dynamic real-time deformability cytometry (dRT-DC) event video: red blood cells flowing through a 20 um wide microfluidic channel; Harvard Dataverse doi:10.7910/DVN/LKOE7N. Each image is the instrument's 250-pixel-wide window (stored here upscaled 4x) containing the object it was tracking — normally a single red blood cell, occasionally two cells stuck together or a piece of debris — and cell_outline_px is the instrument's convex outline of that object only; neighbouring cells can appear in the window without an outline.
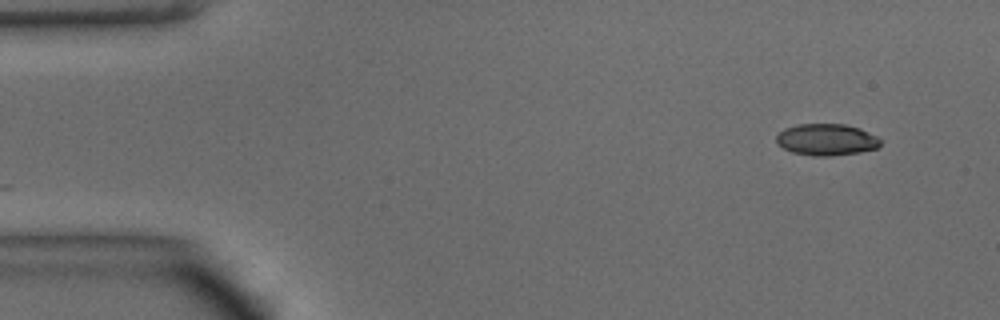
{"species": "common noctule bat (a hibernating species)", "species_latin": "Nyctalus noctula", "temperature_condition": "warm", "stored_images_in_passage": 45, "camera_frame_rate_fps": 3000, "um_per_image_px": 0.085, "animal": {"sex": "male", "body_mass_g": 15.6}, "frame": {"image": 1, "passage_image": 1, "time_ms": 0.0, "image_size_px": [1000, 320], "cell_outline_px": [[880, 144], [876, 148], [860, 152], [828, 156], [812, 156], [792, 152], [776, 144], [776, 136], [784, 128], [796, 124], [844, 124], [860, 128], [876, 136], [880, 140]], "centroid_in_image_um": [70.21, 11.86], "position_along_channel_um": 14.8, "area_um2": 19.19}}
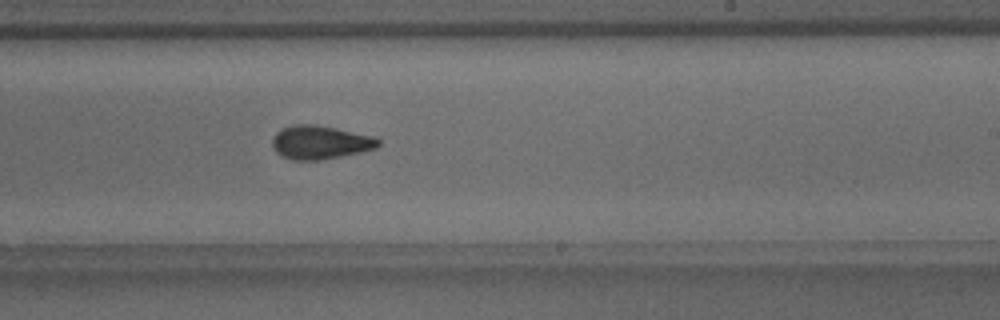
{"frame": {"image": 2, "passage_image": 26, "time_ms": 8.333, "image_size_px": [1000, 320], "cell_outline_px": [[380, 144], [376, 148], [360, 152], [340, 156], [316, 160], [292, 160], [276, 152], [272, 144], [272, 140], [276, 132], [284, 128], [296, 124], [312, 124], [336, 128], [372, 136], [380, 140]], "centroid_in_image_um": [27.21, 12.09], "position_along_channel_um": 261.8, "area_um2": 20.4}}
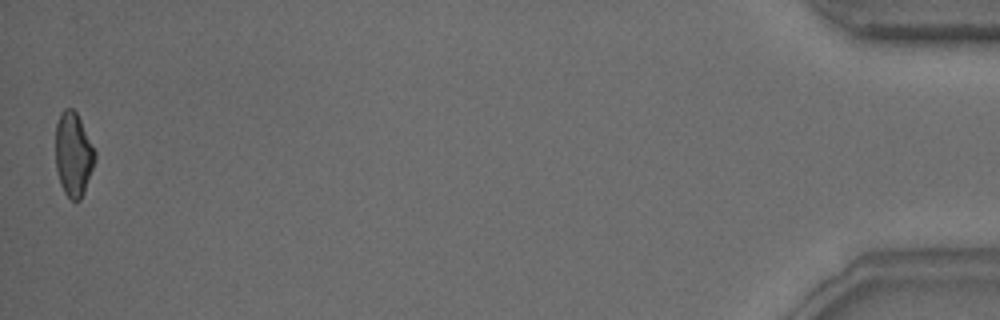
{"frame": {"image": 3, "passage_image": 45, "time_ms": 14.667, "image_size_px": [1000, 320], "cell_outline_px": [[96, 156], [84, 192], [80, 200], [72, 200], [64, 192], [60, 184], [56, 168], [56, 124], [60, 112], [64, 108], [72, 108], [76, 112], [96, 152]], "centroid_in_image_um": [6.22, 13.1], "position_along_channel_um": 429.0, "area_um2": 19.07}, "authors_computed_cell_mechanics": {"area_um2": 20.2878, "velocity_mm_per_s": 4.1653, "shape_relaxation_time_tau1_ms": 4.8137, "shape_relaxation_time_tau2_ms": 1.9393, "deformation_change_tau1": 0.1495, "deformation_change_tau2": 0.0696}}